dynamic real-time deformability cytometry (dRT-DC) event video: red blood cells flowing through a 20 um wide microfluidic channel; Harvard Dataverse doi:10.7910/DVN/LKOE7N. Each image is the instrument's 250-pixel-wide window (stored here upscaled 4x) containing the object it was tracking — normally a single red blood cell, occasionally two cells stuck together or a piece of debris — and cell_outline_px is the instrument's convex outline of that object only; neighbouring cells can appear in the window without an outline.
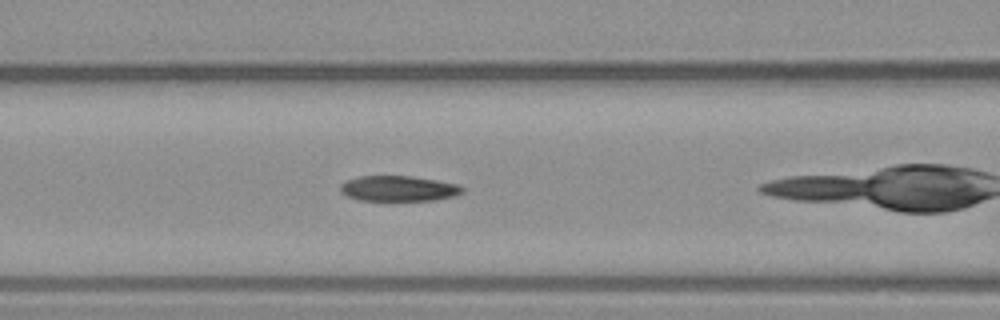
{"species": "common noctule bat (a hibernating species)", "species_latin": "Nyctalus noctula", "temperature_condition": "warm", "stored_images_in_passage": 27, "camera_frame_rate_fps": 3000, "um_per_image_px": 0.085, "animal": {"sex": "male", "body_mass_g": 23.1, "forearm_length_mm": 52.7}, "frame": {"image": 1, "passage_image": 6, "time_ms": 1.667, "image_size_px": [1000, 320], "cell_outline_px": [[464, 192], [456, 196], [432, 200], [360, 200], [348, 196], [340, 192], [340, 184], [348, 180], [360, 176], [412, 176], [436, 180], [456, 184], [464, 188]], "centroid_in_image_um": [33.89, 16.02], "position_along_channel_um": 132.7, "area_um2": 17.98}}
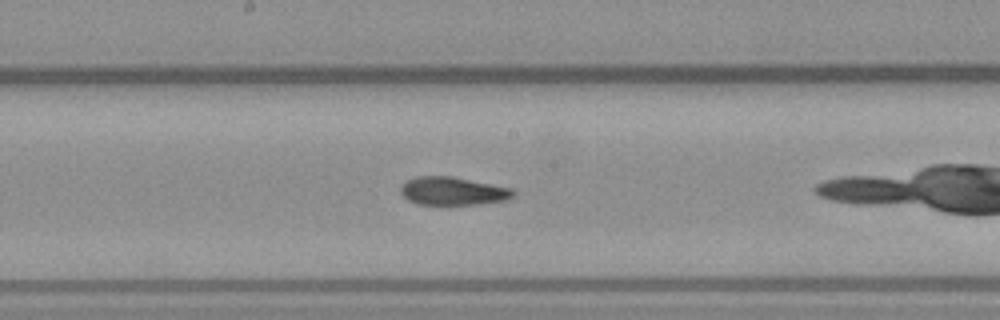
{"frame": {"image": 2, "passage_image": 12, "time_ms": 3.667, "image_size_px": [1000, 320], "cell_outline_px": [[516, 192], [508, 200], [480, 204], [420, 204], [408, 200], [400, 192], [400, 188], [408, 180], [416, 176], [452, 176], [512, 188]], "centroid_in_image_um": [38.52, 16.24], "position_along_channel_um": 209.7, "area_um2": 18.38}}
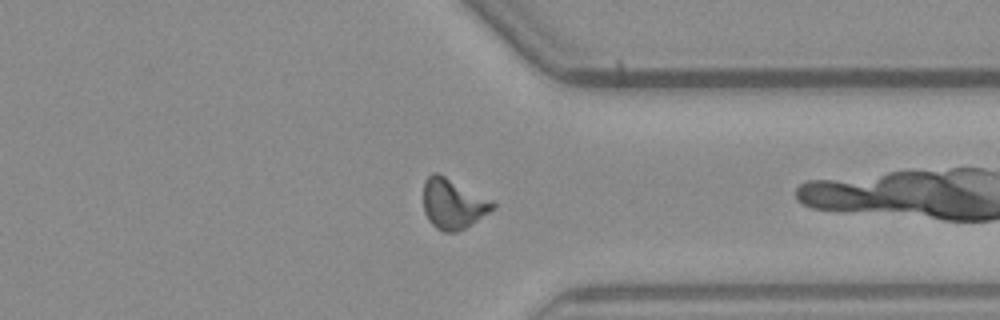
{"frame": {"image": 3, "passage_image": 25, "time_ms": 8.0, "image_size_px": [1000, 320], "cell_outline_px": [[496, 208], [464, 228], [456, 232], [444, 232], [436, 228], [428, 220], [424, 212], [424, 180], [432, 172], [440, 172], [492, 200], [496, 204]], "centroid_in_image_um": [38.5, 17.29], "position_along_channel_um": 372.9, "area_um2": 20.46}}